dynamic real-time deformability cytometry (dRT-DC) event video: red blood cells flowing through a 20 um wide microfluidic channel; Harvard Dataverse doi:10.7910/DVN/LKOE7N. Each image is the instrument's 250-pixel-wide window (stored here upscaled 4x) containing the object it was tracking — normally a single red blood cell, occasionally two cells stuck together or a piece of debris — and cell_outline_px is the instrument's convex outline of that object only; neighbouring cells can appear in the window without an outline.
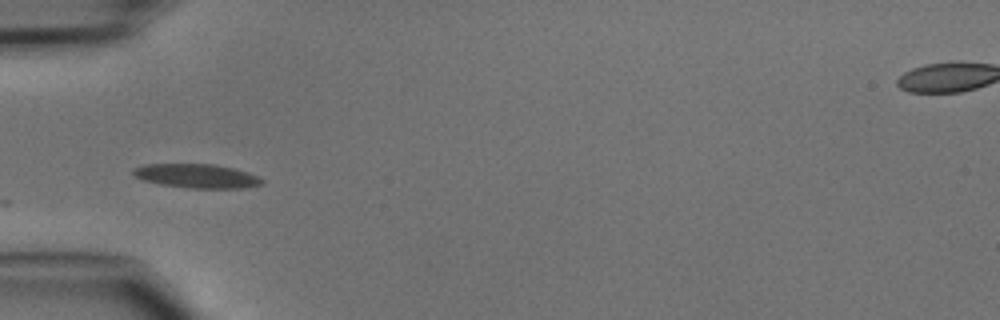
{"species": "common noctule bat (a hibernating species)", "species_latin": "Nyctalus noctula", "temperature_condition": "cold", "stored_images_in_passage": 6, "camera_frame_rate_fps": 3000, "um_per_image_px": 0.085, "animal": {"sex": "male", "body_mass_g": 15.6}, "frame": {"image": 1, "passage_image": 1, "time_ms": 0.0, "image_size_px": [1000, 320], "cell_outline_px": [[264, 184], [244, 188], [192, 188], [160, 184], [144, 180], [136, 176], [132, 172], [132, 168], [144, 164], [216, 164], [248, 172], [264, 180]], "centroid_in_image_um": [16.74, 14.95], "position_along_channel_um": 68.3, "area_um2": 17.98}}